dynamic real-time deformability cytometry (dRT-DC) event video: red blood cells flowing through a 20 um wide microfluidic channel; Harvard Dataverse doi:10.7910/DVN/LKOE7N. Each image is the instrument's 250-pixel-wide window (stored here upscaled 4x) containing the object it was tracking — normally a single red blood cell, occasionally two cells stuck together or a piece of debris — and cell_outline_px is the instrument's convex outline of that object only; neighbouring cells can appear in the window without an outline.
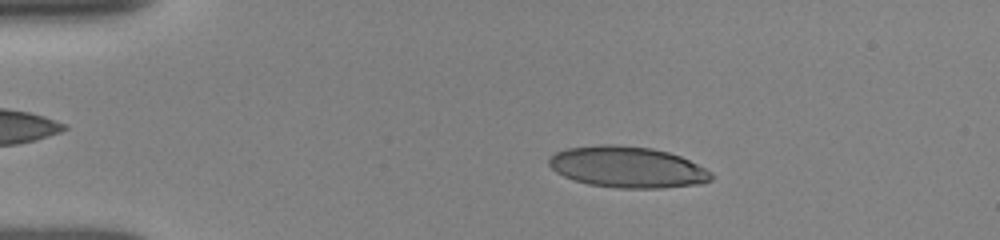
{"species": "human", "species_latin": "Homo sapiens", "temperature_condition": "room temperature", "stored_images_in_passage": 50, "camera_frame_rate_fps": 3000, "um_per_image_px": 0.085, "donor": {"sex": "female"}, "frame": {"image": 1, "passage_image": 9, "time_ms": 2.667, "image_size_px": [1000, 240], "cell_outline_px": [[712, 180], [700, 184], [660, 188], [616, 188], [588, 184], [564, 176], [556, 172], [548, 164], [548, 160], [556, 152], [568, 148], [600, 144], [612, 144], [652, 148], [668, 152], [680, 156], [712, 172]], "centroid_in_image_um": [53.33, 14.2], "position_along_channel_um": 31.7, "area_um2": 38.84}}
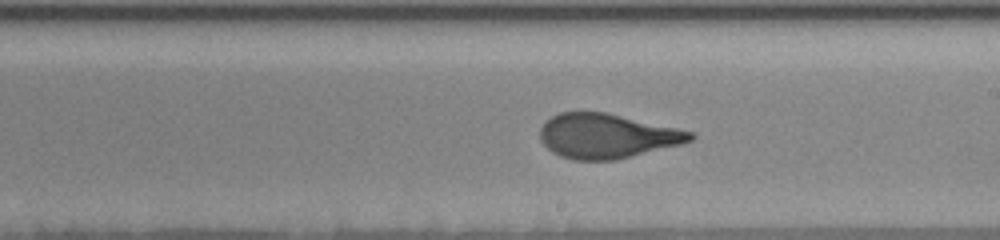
{"frame": {"image": 2, "passage_image": 29, "time_ms": 9.333, "image_size_px": [1000, 240], "cell_outline_px": [[696, 136], [692, 140], [684, 144], [616, 160], [576, 160], [560, 156], [552, 152], [540, 140], [540, 128], [552, 116], [560, 112], [604, 112], [696, 132]], "centroid_in_image_um": [51.63, 11.57], "position_along_channel_um": 237.4, "area_um2": 39.07}}
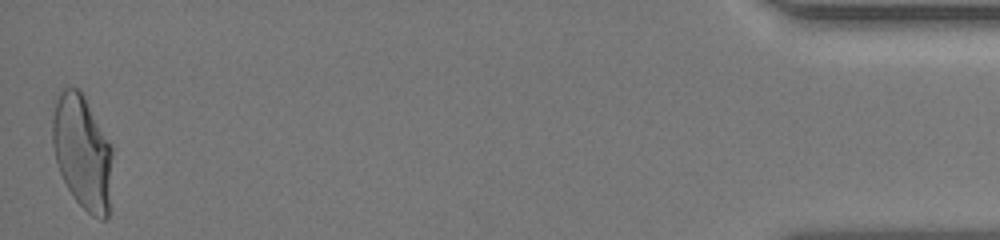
{"frame": {"image": 3, "passage_image": 50, "time_ms": 16.333, "image_size_px": [1000, 240], "cell_outline_px": [[112, 156], [108, 216], [104, 220], [100, 220], [92, 216], [76, 200], [68, 188], [60, 172], [56, 160], [52, 144], [52, 100], [64, 88], [80, 88], [112, 144]], "centroid_in_image_um": [6.99, 12.87], "position_along_channel_um": 428.2, "area_um2": 40.34}, "authors_computed_cell_mechanics": {"area_um2": 39.2751, "velocity_mm_per_s": 3.9128, "shape_relaxation_time_tau1_ms": 5.3065, "shape_relaxation_time_tau2_ms": 0.6059, "deformation_change_tau1": 0.2092, "deformation_change_tau2": 0.0758}}